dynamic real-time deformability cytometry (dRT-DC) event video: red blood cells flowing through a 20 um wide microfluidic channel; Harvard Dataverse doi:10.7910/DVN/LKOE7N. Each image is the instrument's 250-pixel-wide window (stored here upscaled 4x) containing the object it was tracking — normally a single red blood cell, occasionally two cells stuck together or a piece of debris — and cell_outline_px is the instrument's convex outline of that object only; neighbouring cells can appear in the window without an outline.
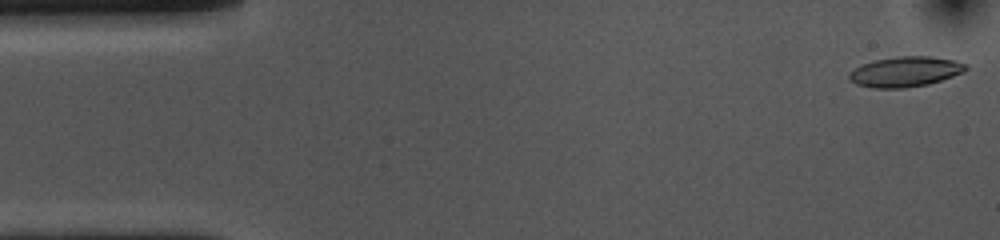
{"species": "common noctule bat (a hibernating species)", "species_latin": "Nyctalus noctula", "temperature_condition": "cold", "stored_images_in_passage": 54, "camera_frame_rate_fps": 3000, "um_per_image_px": 0.085, "animal": {"sex": "female", "body_mass_g": 10.0, "forearm_length_mm": 53.1}, "frame": {"image": 1, "passage_image": 1, "time_ms": 0.0, "image_size_px": [1000, 240], "cell_outline_px": [[968, 68], [964, 72], [928, 84], [904, 88], [872, 88], [856, 84], [848, 80], [848, 72], [864, 64], [876, 60], [896, 56], [932, 56], [956, 60], [964, 64]], "centroid_in_image_um": [76.93, 6.09], "position_along_channel_um": 8.1, "area_um2": 20.52}}
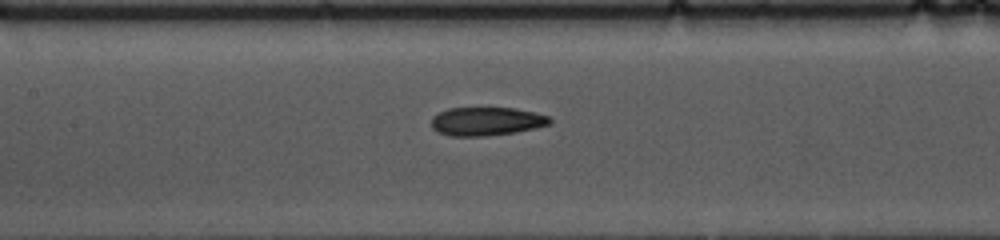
{"frame": {"image": 2, "passage_image": 23, "time_ms": 7.333, "image_size_px": [1000, 240], "cell_outline_px": [[552, 124], [536, 128], [516, 132], [484, 136], [452, 136], [436, 132], [432, 128], [432, 116], [448, 108], [516, 108], [548, 116], [552, 120]], "centroid_in_image_um": [41.35, 10.32], "position_along_channel_um": 166.0, "area_um2": 19.71}}
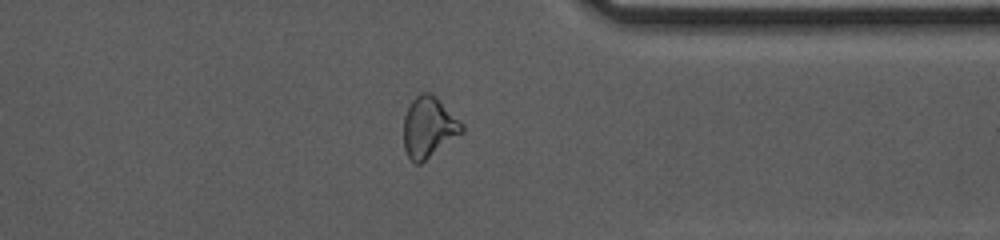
{"frame": {"image": 3, "passage_image": 41, "time_ms": 13.333, "image_size_px": [1000, 240], "cell_outline_px": [[464, 132], [420, 164], [416, 164], [408, 156], [404, 148], [404, 116], [412, 100], [420, 92], [432, 92], [464, 124]], "centroid_in_image_um": [36.46, 10.8], "position_along_channel_um": 374.9, "area_um2": 20.69}, "authors_computed_cell_mechanics": {"area_um2": 20.5768, "velocity_mm_per_s": 3.6303, "shape_relaxation_time_tau1_ms": 6.4754, "shape_relaxation_time_tau2_ms": 4.0091, "deformation_change_tau1": 0.1779, "deformation_change_tau2": 0.1283}}